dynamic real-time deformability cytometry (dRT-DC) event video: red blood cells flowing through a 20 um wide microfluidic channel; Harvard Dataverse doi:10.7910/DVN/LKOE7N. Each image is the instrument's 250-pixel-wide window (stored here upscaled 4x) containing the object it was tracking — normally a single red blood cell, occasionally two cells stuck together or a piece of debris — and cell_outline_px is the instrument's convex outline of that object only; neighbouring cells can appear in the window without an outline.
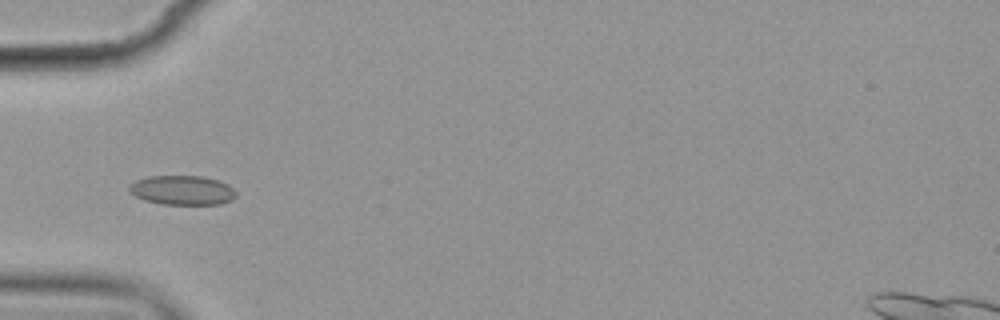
{"species": "common noctule bat (a hibernating species)", "species_latin": "Nyctalus noctula", "temperature_condition": "cold", "stored_images_in_passage": 7, "camera_frame_rate_fps": 3000, "um_per_image_px": 0.085, "animal": {"sex": "female", "body_mass_g": 19.9}, "frame": {"image": 1, "passage_image": 6, "time_ms": 5.667, "image_size_px": [1000, 320], "cell_outline_px": [[236, 196], [232, 200], [220, 204], [160, 204], [144, 200], [136, 196], [128, 188], [136, 180], [148, 176], [204, 176], [228, 184], [236, 192]], "centroid_in_image_um": [15.51, 16.17], "position_along_channel_um": 69.5, "area_um2": 18.21}}
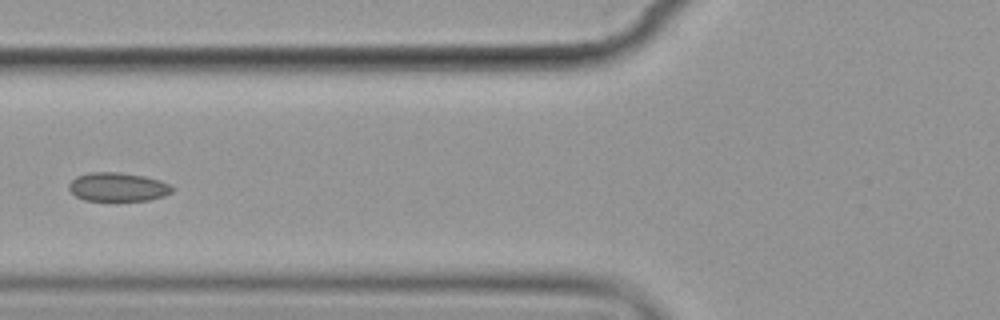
{"frame": {"image": 2, "passage_image": 7, "time_ms": 7.0, "image_size_px": [1000, 320], "cell_outline_px": [[172, 192], [164, 196], [148, 200], [116, 204], [84, 200], [76, 196], [68, 188], [68, 184], [76, 176], [88, 172], [120, 172], [144, 176], [160, 180], [172, 184]], "centroid_in_image_um": [10.01, 15.94], "position_along_channel_um": 115.8, "area_um2": 18.26}}